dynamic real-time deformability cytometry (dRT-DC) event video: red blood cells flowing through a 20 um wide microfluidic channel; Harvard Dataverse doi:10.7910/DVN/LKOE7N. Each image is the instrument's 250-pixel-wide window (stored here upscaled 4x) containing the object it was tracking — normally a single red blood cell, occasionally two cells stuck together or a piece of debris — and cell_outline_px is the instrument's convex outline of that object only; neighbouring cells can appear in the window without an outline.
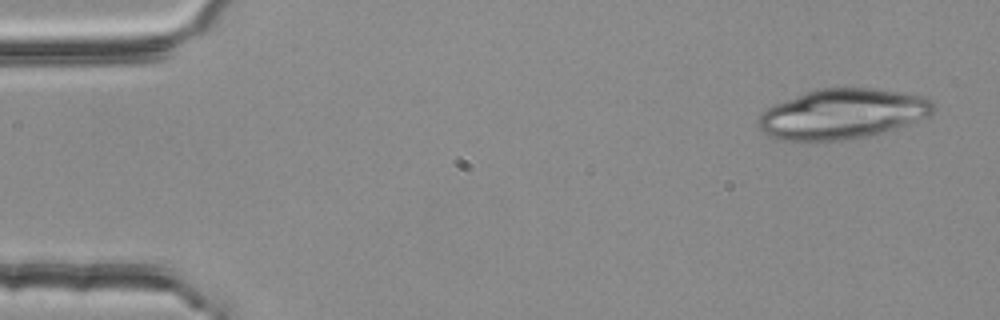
{"species": "common noctule bat (a hibernating species)", "species_latin": "Nyctalus noctula", "temperature_condition": "room temperature", "stored_images_in_passage": 55, "camera_frame_rate_fps": 3000, "um_per_image_px": 0.085, "animal": {"sex": "female", "body_mass_g": 25.1}, "frame": {"image": 1, "passage_image": 3, "time_ms": 0.667, "image_size_px": [1000, 320], "cell_outline_px": [[936, 108], [928, 116], [880, 132], [864, 136], [840, 140], [812, 144], [776, 140], [768, 136], [756, 124], [760, 116], [768, 108], [776, 104], [808, 92], [820, 88], [880, 88], [904, 92], [924, 96], [932, 100], [936, 104]], "centroid_in_image_um": [71.57, 9.71], "position_along_channel_um": 13.4, "area_um2": 51.33}}
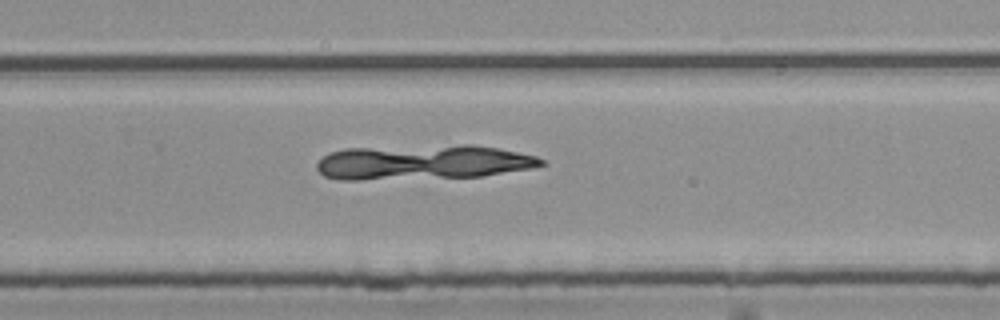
{"frame": {"image": 2, "passage_image": 35, "time_ms": 11.333, "image_size_px": [1000, 320], "cell_outline_px": [[544, 164], [532, 168], [480, 176], [360, 180], [340, 180], [324, 176], [316, 168], [316, 164], [328, 152], [344, 148], [464, 144], [472, 144], [496, 148], [536, 156], [544, 160]], "centroid_in_image_um": [35.89, 13.78], "position_along_channel_um": 293.9, "area_um2": 45.55}}
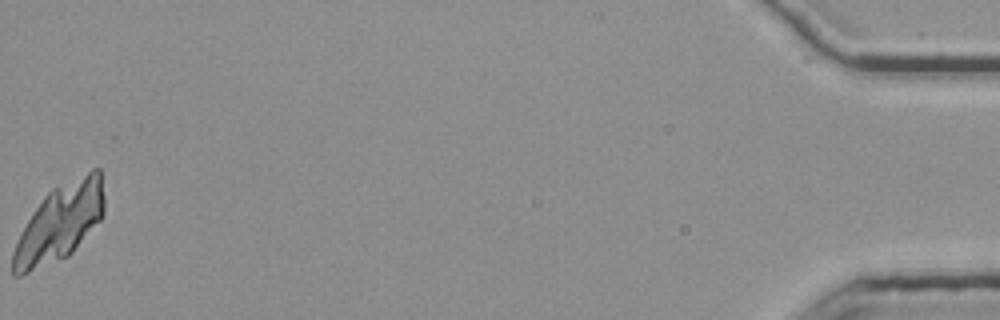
{"frame": {"image": 3, "passage_image": 54, "time_ms": 17.667, "image_size_px": [1000, 320], "cell_outline_px": [[104, 212], [100, 220], [72, 252], [68, 256], [20, 276], [12, 276], [12, 252], [28, 220], [44, 196], [52, 188], [92, 168], [100, 168], [104, 196]], "centroid_in_image_um": [5.1, 18.91], "position_along_channel_um": 430.1, "area_um2": 40.69}}